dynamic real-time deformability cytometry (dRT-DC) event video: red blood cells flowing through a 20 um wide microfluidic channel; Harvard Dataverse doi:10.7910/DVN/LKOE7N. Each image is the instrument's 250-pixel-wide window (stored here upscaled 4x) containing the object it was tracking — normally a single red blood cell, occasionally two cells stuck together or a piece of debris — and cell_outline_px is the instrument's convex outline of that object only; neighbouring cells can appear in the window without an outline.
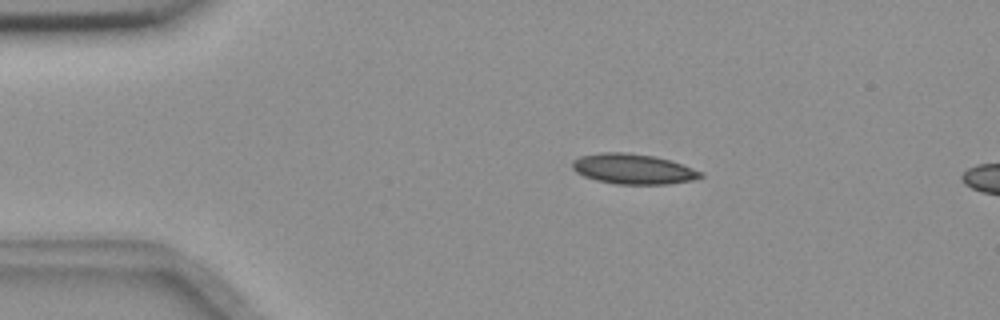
{"species": "common noctule bat (a hibernating species)", "species_latin": "Nyctalus noctula", "temperature_condition": "room temperature", "stored_images_in_passage": 3, "camera_frame_rate_fps": 3000, "um_per_image_px": 0.085, "animal": {"sex": "female", "body_mass_g": 18.4}, "frame": {"image": 1, "passage_image": 1, "time_ms": 0.0, "image_size_px": [1000, 320], "cell_outline_px": [[704, 176], [692, 180], [668, 184], [616, 184], [596, 180], [584, 176], [576, 172], [572, 168], [572, 160], [580, 156], [600, 152], [624, 152], [652, 156], [672, 160], [704, 172]], "centroid_in_image_um": [53.82, 14.36], "position_along_channel_um": 31.2, "area_um2": 22.72}}